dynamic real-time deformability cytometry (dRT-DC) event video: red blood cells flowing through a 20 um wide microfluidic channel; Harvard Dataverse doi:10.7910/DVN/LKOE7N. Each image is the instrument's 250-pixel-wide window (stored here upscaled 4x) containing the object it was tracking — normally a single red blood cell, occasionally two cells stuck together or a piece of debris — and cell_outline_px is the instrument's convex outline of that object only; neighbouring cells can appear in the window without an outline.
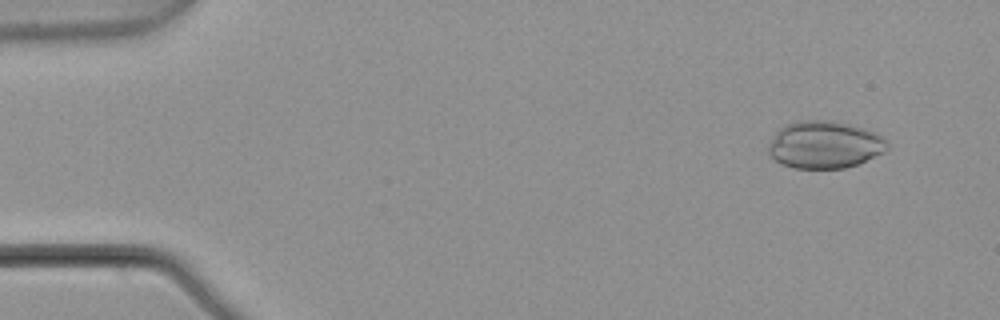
{"species": "common noctule bat (a hibernating species)", "species_latin": "Nyctalus noctula", "temperature_condition": "warm", "stored_images_in_passage": 3, "camera_frame_rate_fps": 3000, "um_per_image_px": 0.085, "animal": {"sex": "male", "body_mass_g": 21.5, "forearm_length_mm": 52.0}, "frame": {"image": 1, "passage_image": 1, "time_ms": 0.0, "image_size_px": [1000, 320], "cell_outline_px": [[888, 148], [884, 152], [856, 164], [844, 168], [792, 168], [780, 164], [768, 152], [768, 144], [772, 136], [784, 124], [800, 120], [828, 120], [848, 124], [864, 128], [876, 132], [888, 144]], "centroid_in_image_um": [70.05, 12.29], "position_along_channel_um": 15.0, "area_um2": 32.77}}